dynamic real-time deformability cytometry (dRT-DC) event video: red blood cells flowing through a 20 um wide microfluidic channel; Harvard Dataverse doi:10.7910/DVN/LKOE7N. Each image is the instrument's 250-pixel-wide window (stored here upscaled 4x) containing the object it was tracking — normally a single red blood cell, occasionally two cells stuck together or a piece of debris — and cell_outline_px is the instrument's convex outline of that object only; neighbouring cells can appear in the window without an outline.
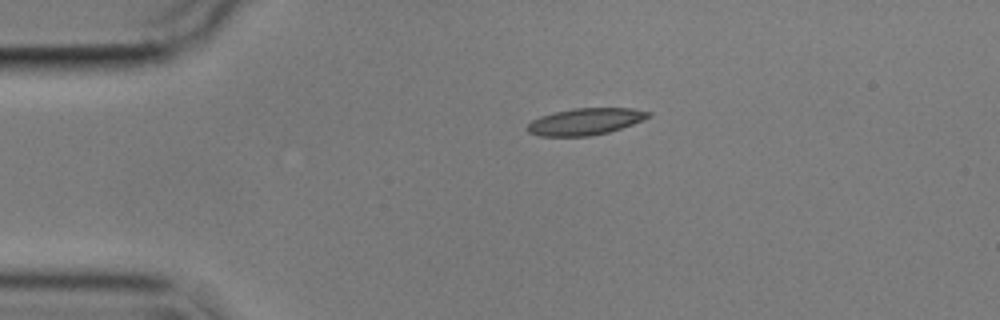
{"species": "common noctule bat (a hibernating species)", "species_latin": "Nyctalus noctula", "temperature_condition": "cold", "stored_images_in_passage": 45, "camera_frame_rate_fps": 3000, "um_per_image_px": 0.085, "animal": {"sex": "male", "body_mass_g": 17.9}, "frame": {"image": 1, "passage_image": 1, "time_ms": 0.0, "image_size_px": [1000, 320], "cell_outline_px": [[652, 116], [632, 124], [608, 132], [588, 136], [540, 136], [528, 132], [528, 124], [532, 120], [540, 116], [556, 112], [576, 108], [632, 108], [652, 112]], "centroid_in_image_um": [49.77, 10.32], "position_along_channel_um": 35.2, "area_um2": 18.67}}
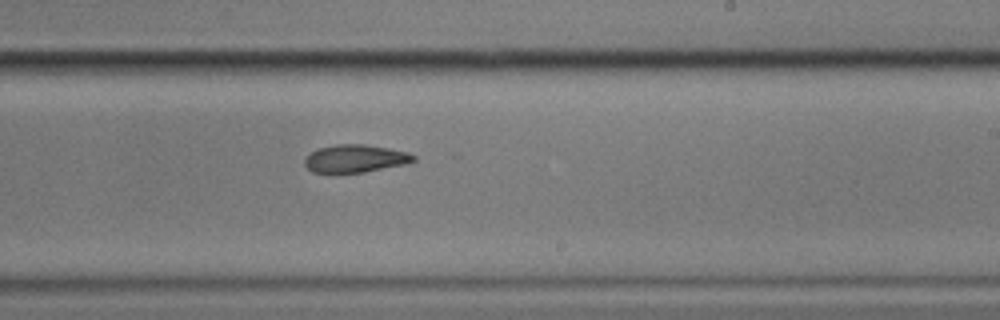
{"frame": {"image": 2, "passage_image": 23, "time_ms": 7.333, "image_size_px": [1000, 320], "cell_outline_px": [[416, 160], [404, 164], [364, 172], [336, 176], [328, 176], [312, 172], [304, 164], [304, 160], [316, 148], [336, 144], [364, 144], [388, 148], [408, 152], [416, 156]], "centroid_in_image_um": [30.12, 13.52], "position_along_channel_um": 258.9, "area_um2": 18.32}}
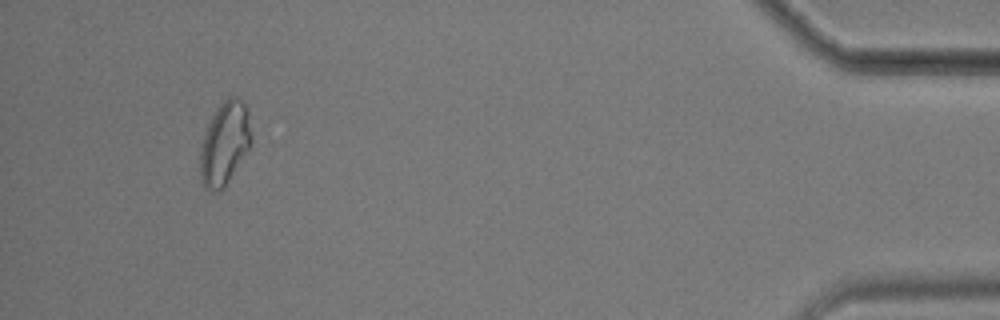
{"frame": {"image": 3, "passage_image": 42, "time_ms": 13.667, "image_size_px": [1000, 320], "cell_outline_px": [[252, 144], [224, 188], [220, 192], [204, 188], [200, 180], [200, 152], [204, 136], [208, 124], [216, 108], [228, 96], [236, 96], [248, 108], [252, 136]], "centroid_in_image_um": [19.11, 12.19], "position_along_channel_um": 416.1, "area_um2": 24.97}, "authors_computed_cell_mechanics": {"area_um2": 19.074, "velocity_mm_per_s": 3.5353, "shape_relaxation_time_tau1_ms": null, "shape_relaxation_time_tau2_ms": 2.442, "deformation_change_tau1": null, "deformation_change_tau2": 0.088}}